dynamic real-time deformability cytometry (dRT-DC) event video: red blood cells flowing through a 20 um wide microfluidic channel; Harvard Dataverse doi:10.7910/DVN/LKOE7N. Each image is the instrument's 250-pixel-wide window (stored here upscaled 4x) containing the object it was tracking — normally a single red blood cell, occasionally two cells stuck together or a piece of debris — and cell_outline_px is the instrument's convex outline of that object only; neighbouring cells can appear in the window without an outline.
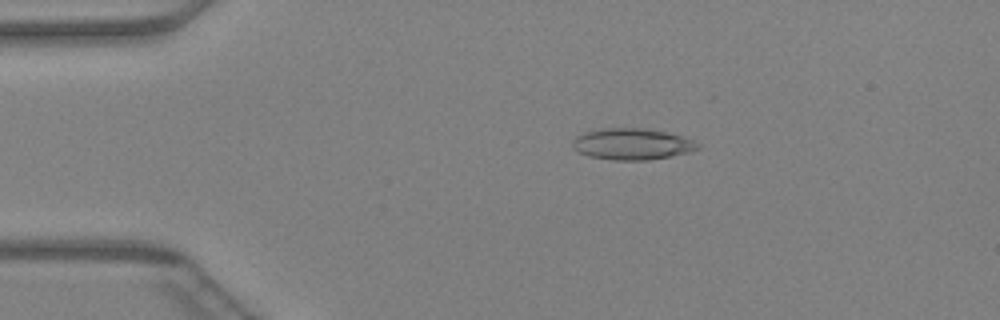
{"species": "Egyptian fruit bat (a non-hibernating species)", "species_latin": "Rousettus aegyptiacus", "temperature_condition": "warm", "stored_images_in_passage": 39, "camera_frame_rate_fps": 3000, "um_per_image_px": 0.085, "animal": {"sex": "female"}, "frame": {"image": 1, "passage_image": 10, "time_ms": 3.0, "image_size_px": [1000, 320], "cell_outline_px": [[700, 148], [688, 152], [672, 156], [648, 160], [612, 160], [588, 156], [572, 148], [572, 140], [576, 136], [584, 132], [600, 128], [652, 128], [680, 136], [692, 140], [700, 144]], "centroid_in_image_um": [53.7, 12.24], "position_along_channel_um": 31.3, "area_um2": 23.06}}
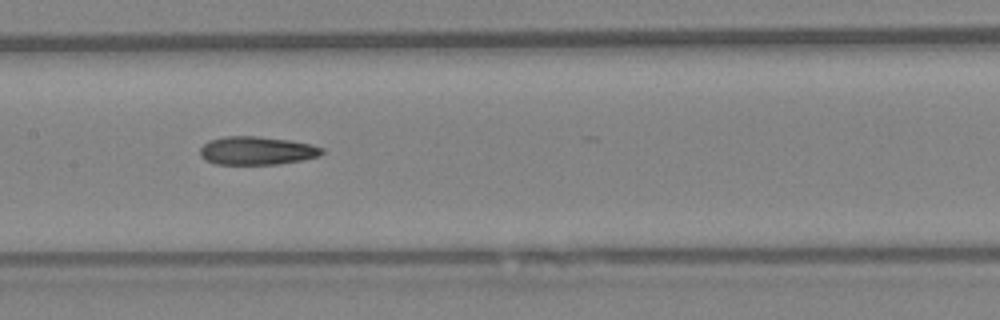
{"frame": {"image": 2, "passage_image": 24, "time_ms": 7.667, "image_size_px": [1000, 320], "cell_outline_px": [[324, 152], [320, 156], [280, 164], [216, 164], [200, 156], [200, 148], [208, 140], [224, 136], [256, 136], [292, 140], [312, 144], [324, 148]], "centroid_in_image_um": [21.86, 12.79], "position_along_channel_um": 185.5, "area_um2": 20.23}}
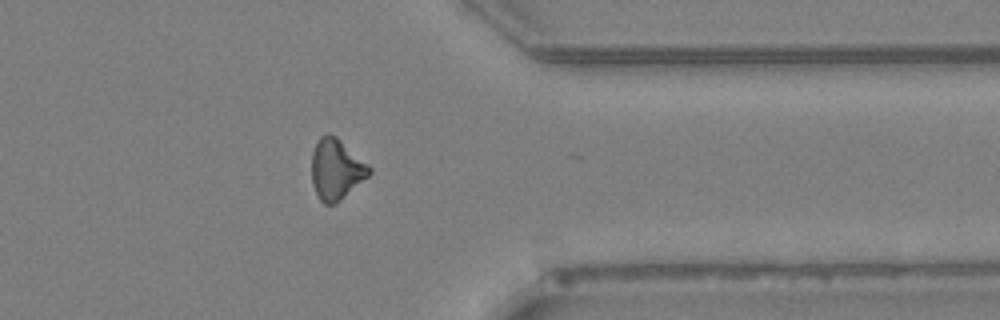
{"frame": {"image": 3, "passage_image": 38, "time_ms": 12.333, "image_size_px": [1000, 320], "cell_outline_px": [[372, 172], [368, 176], [336, 204], [324, 204], [320, 200], [316, 192], [312, 180], [312, 152], [320, 136], [328, 132], [336, 136], [368, 164], [372, 168]], "centroid_in_image_um": [28.58, 14.38], "position_along_channel_um": 382.8, "area_um2": 20.23}}